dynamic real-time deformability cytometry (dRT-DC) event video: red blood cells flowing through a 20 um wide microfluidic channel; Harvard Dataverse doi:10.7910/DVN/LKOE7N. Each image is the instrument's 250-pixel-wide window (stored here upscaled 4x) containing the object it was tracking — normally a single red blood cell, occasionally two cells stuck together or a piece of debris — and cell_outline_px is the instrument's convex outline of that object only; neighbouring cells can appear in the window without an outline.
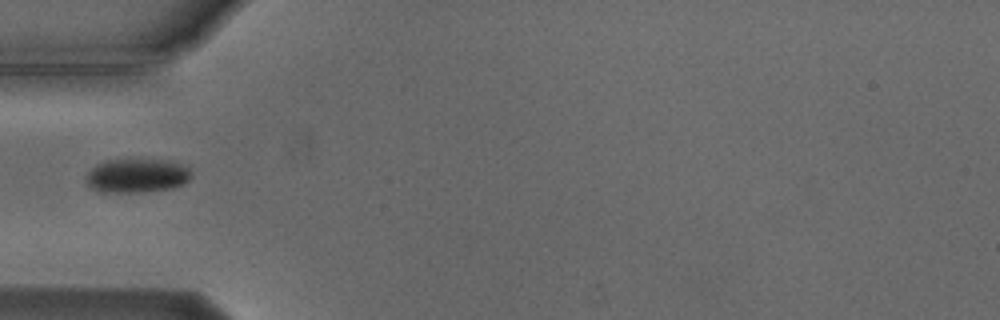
{"species": "Egyptian fruit bat (a non-hibernating species)", "species_latin": "Rousettus aegyptiacus", "temperature_condition": "cold", "stored_images_in_passage": 2, "camera_frame_rate_fps": 3000, "um_per_image_px": 0.085, "animal": {"sex": "male"}, "frame": {"image": 1, "passage_image": 1, "time_ms": 0.0, "image_size_px": [1000, 320], "cell_outline_px": [[192, 176], [184, 184], [172, 188], [136, 192], [104, 192], [92, 188], [88, 184], [84, 176], [96, 164], [104, 160], [132, 156], [172, 160], [184, 164], [192, 172]], "centroid_in_image_um": [11.66, 14.85], "position_along_channel_um": 73.3, "area_um2": 21.91}}
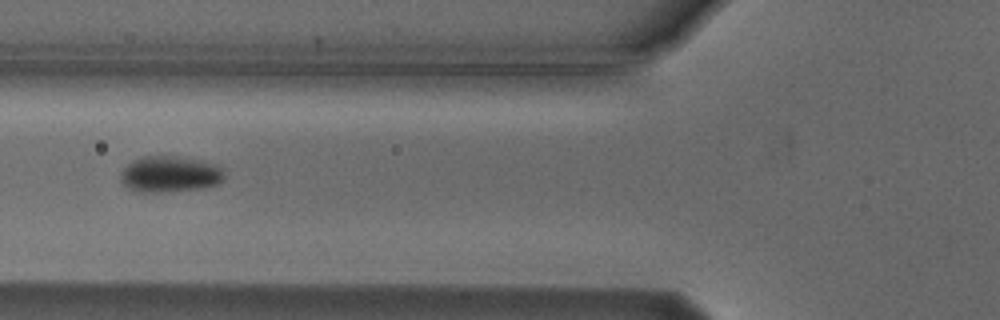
{"frame": {"image": 2, "passage_image": 2, "time_ms": 1.0, "image_size_px": [1000, 320], "cell_outline_px": [[224, 180], [216, 184], [200, 188], [156, 192], [140, 192], [128, 188], [120, 180], [120, 176], [124, 168], [132, 160], [144, 156], [176, 156], [204, 160], [216, 164], [224, 168]], "centroid_in_image_um": [14.47, 14.78], "position_along_channel_um": 111.3, "area_um2": 21.91}}